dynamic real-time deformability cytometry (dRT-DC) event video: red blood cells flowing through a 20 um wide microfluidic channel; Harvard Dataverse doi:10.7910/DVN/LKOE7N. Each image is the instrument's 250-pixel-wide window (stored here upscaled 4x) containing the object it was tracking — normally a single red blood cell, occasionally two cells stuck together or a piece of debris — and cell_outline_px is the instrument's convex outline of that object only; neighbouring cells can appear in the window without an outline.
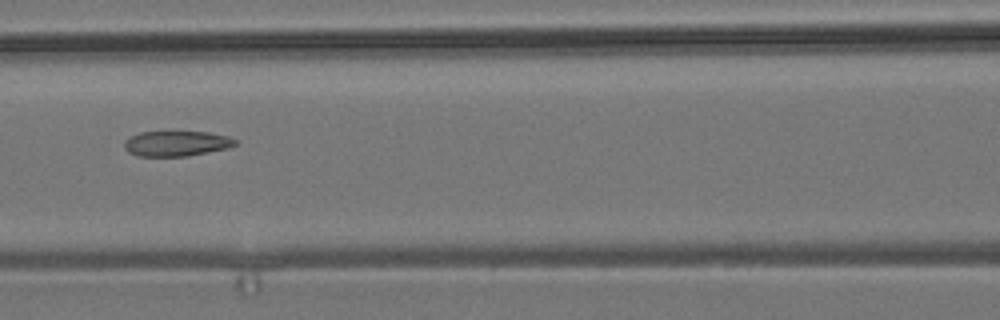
{"species": "common noctule bat (a hibernating species)", "species_latin": "Nyctalus noctula", "temperature_condition": "room temperature", "stored_images_in_passage": 9, "camera_frame_rate_fps": 3000, "um_per_image_px": 0.085, "animal": {"sex": "male", "body_mass_g": 19.2, "forearm_length_mm": 51.8}, "frame": {"image": 1, "passage_image": 7, "time_ms": 7.667, "image_size_px": [1000, 320], "cell_outline_px": [[236, 144], [228, 148], [188, 156], [136, 156], [128, 152], [124, 148], [124, 140], [128, 136], [140, 132], [208, 132], [228, 136], [236, 140]], "centroid_in_image_um": [14.95, 12.2], "position_along_channel_um": 151.6, "area_um2": 16.42}}
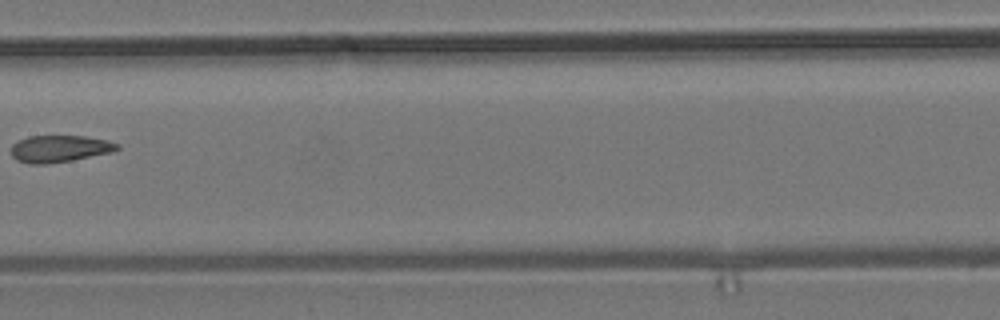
{"frame": {"image": 2, "passage_image": 8, "time_ms": 9.0, "image_size_px": [1000, 320], "cell_outline_px": [[120, 148], [112, 152], [72, 160], [44, 164], [32, 164], [16, 160], [12, 156], [12, 144], [28, 136], [84, 136], [108, 140], [120, 144]], "centroid_in_image_um": [5.09, 12.63], "position_along_channel_um": 202.3, "area_um2": 16.59}}
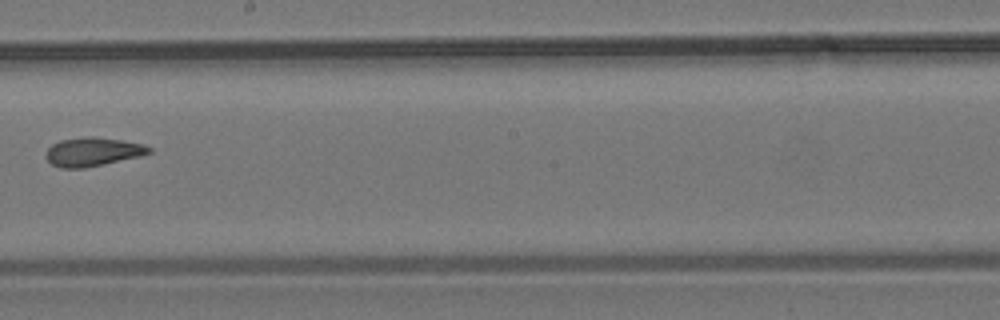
{"frame": {"image": 3, "passage_image": 9, "time_ms": 10.0, "image_size_px": [1000, 320], "cell_outline_px": [[152, 152], [140, 156], [84, 168], [60, 168], [52, 164], [44, 156], [48, 148], [52, 144], [60, 140], [88, 136], [92, 136], [120, 140], [144, 144], [152, 148]], "centroid_in_image_um": [7.87, 12.9], "position_along_channel_um": 240.3, "area_um2": 17.22}}